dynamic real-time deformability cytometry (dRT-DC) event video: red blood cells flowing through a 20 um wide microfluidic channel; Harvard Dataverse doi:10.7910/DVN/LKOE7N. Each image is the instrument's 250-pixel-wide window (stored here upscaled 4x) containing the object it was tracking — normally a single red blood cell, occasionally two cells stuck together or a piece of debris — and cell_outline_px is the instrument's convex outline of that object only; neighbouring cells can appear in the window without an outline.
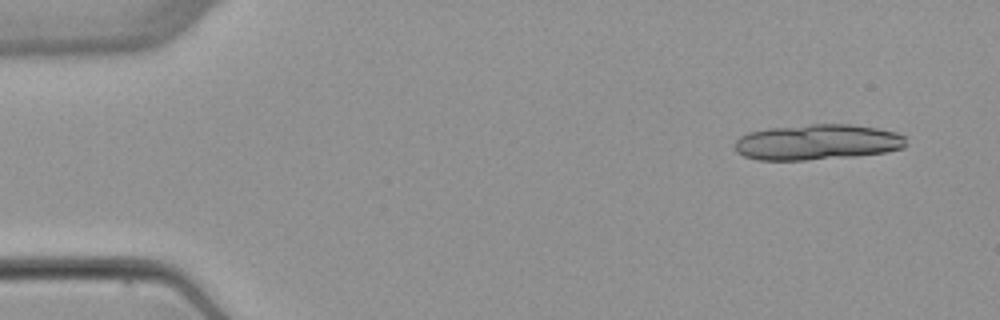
{"species": "common noctule bat (a hibernating species)", "species_latin": "Nyctalus noctula", "temperature_condition": "warm", "stored_images_in_passage": 5, "camera_frame_rate_fps": 3000, "um_per_image_px": 0.085, "animal": {"sex": "female", "body_mass_g": 22.7, "forearm_length_mm": 54.2}, "frame": {"image": 1, "passage_image": 1, "time_ms": 0.0, "image_size_px": [1000, 320], "cell_outline_px": [[908, 136], [904, 148], [884, 152], [856, 156], [804, 160], [756, 160], [744, 156], [736, 152], [736, 140], [740, 136], [748, 132], [768, 128], [808, 124], [852, 124], [876, 128], [896, 132]], "centroid_in_image_um": [69.48, 12.08], "position_along_channel_um": 15.5, "area_um2": 35.78}}
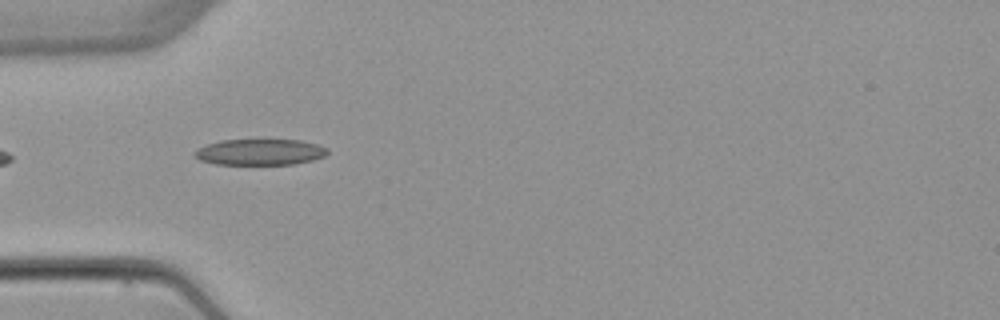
{"frame": {"image": 2, "passage_image": 4, "time_ms": 4.333, "image_size_px": [1000, 320], "cell_outline_px": [[328, 152], [324, 156], [312, 160], [292, 164], [216, 164], [200, 160], [192, 152], [196, 148], [220, 140], [300, 140], [316, 144], [328, 148]], "centroid_in_image_um": [22.07, 12.92], "position_along_channel_um": 62.9, "area_um2": 20.06}}
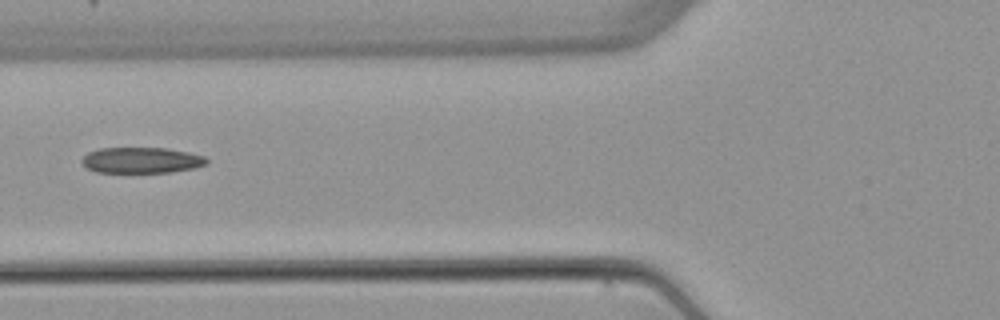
{"frame": {"image": 3, "passage_image": 5, "time_ms": 5.667, "image_size_px": [1000, 320], "cell_outline_px": [[208, 164], [196, 168], [172, 172], [96, 172], [84, 168], [80, 160], [88, 152], [100, 148], [168, 148], [188, 152], [204, 156], [208, 160]], "centroid_in_image_um": [12.02, 13.62], "position_along_channel_um": 113.8, "area_um2": 19.02}}